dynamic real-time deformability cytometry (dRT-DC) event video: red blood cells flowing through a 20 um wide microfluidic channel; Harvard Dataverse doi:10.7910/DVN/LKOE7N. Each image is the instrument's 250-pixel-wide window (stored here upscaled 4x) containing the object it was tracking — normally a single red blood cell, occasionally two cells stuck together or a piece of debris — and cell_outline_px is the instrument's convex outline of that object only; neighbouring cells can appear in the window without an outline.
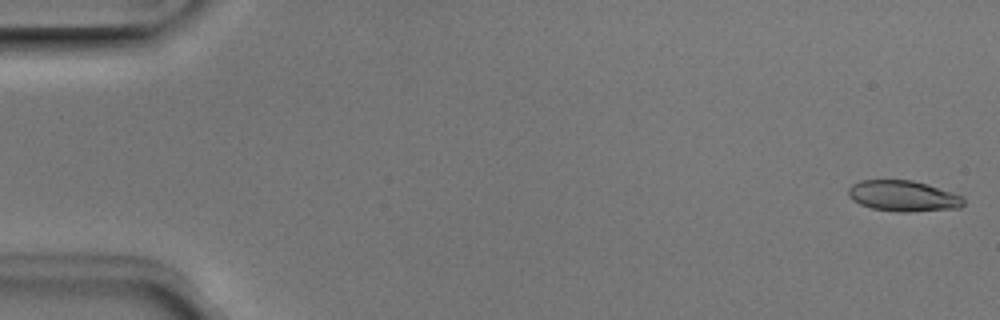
{"species": "Egyptian fruit bat (a non-hibernating species)", "species_latin": "Rousettus aegyptiacus", "temperature_condition": "room temperature", "stored_images_in_passage": 5, "segment_of_instrument_passage": [2, 2], "camera_frame_rate_fps": 3000, "um_per_image_px": 0.085, "animal": {"sex": "male"}, "frame": {"image": 1, "passage_image": 5, "time_ms": 1.333, "image_size_px": [1000, 320], "cell_outline_px": [[964, 204], [960, 208], [908, 212], [900, 212], [872, 208], [860, 204], [852, 200], [848, 196], [848, 188], [852, 184], [860, 180], [912, 180], [952, 192], [964, 196]], "centroid_in_image_um": [76.77, 16.66], "position_along_channel_um": 8.2, "area_um2": 20.75}}